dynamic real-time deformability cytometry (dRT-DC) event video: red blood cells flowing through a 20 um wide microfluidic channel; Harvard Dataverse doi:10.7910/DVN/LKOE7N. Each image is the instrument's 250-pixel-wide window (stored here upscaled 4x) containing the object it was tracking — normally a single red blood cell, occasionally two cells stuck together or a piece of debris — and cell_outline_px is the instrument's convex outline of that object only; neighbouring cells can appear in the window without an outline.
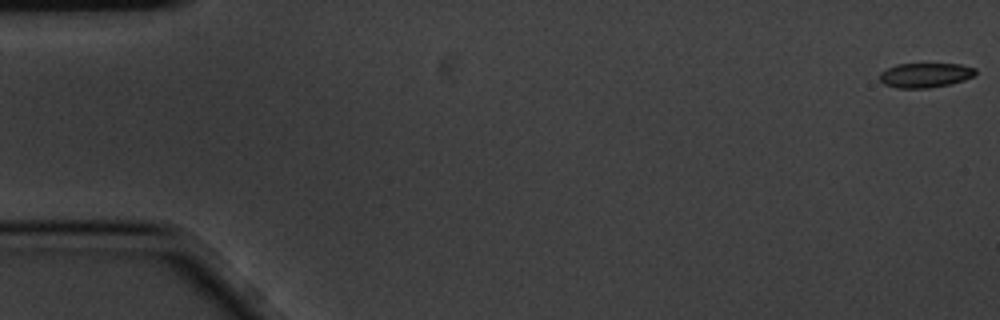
{"species": "common noctule bat (a hibernating species)", "species_latin": "Nyctalus noctula", "temperature_condition": "cold", "stored_images_in_passage": 4, "camera_frame_rate_fps": 3000, "um_per_image_px": 0.085, "animal": {"sex": "male", "body_mass_g": 20.1, "forearm_length_mm": 53.5}, "frame": {"image": 1, "passage_image": 1, "time_ms": 0.0, "image_size_px": [1000, 320], "cell_outline_px": [[976, 72], [972, 76], [964, 80], [948, 84], [928, 88], [896, 88], [884, 84], [880, 80], [880, 72], [896, 64], [960, 64], [976, 68]], "centroid_in_image_um": [78.62, 6.39], "position_along_channel_um": 6.4, "area_um2": 13.64}}